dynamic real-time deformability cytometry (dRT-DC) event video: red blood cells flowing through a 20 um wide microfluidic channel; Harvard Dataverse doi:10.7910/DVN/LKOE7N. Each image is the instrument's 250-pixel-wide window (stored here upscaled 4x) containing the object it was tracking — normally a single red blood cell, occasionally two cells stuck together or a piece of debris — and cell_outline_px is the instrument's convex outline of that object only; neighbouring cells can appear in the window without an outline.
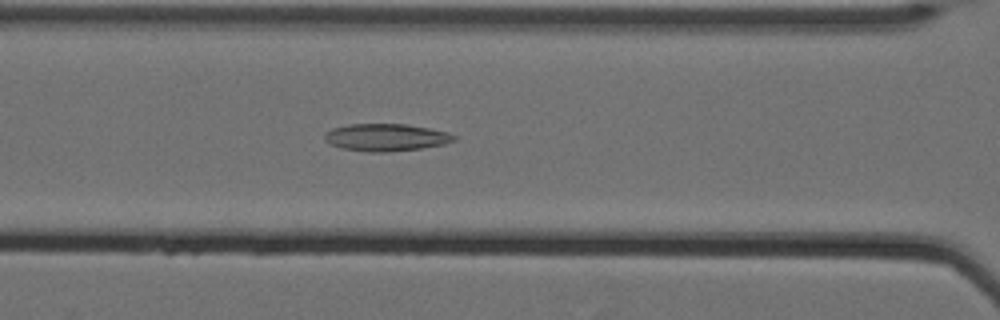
{"species": "Egyptian fruit bat (a non-hibernating species)", "species_latin": "Rousettus aegyptiacus", "temperature_condition": "cold", "stored_images_in_passage": 61, "camera_frame_rate_fps": 3000, "um_per_image_px": 0.085, "animal": {"sex": "female"}, "frame": {"image": 1, "passage_image": 30, "time_ms": 9.667, "image_size_px": [1000, 320], "cell_outline_px": [[456, 140], [444, 144], [420, 148], [388, 152], [368, 152], [340, 148], [324, 140], [324, 132], [332, 128], [348, 124], [404, 124], [428, 128], [448, 132], [456, 136]], "centroid_in_image_um": [32.78, 11.68], "position_along_channel_um": 133.8, "area_um2": 20.63}}
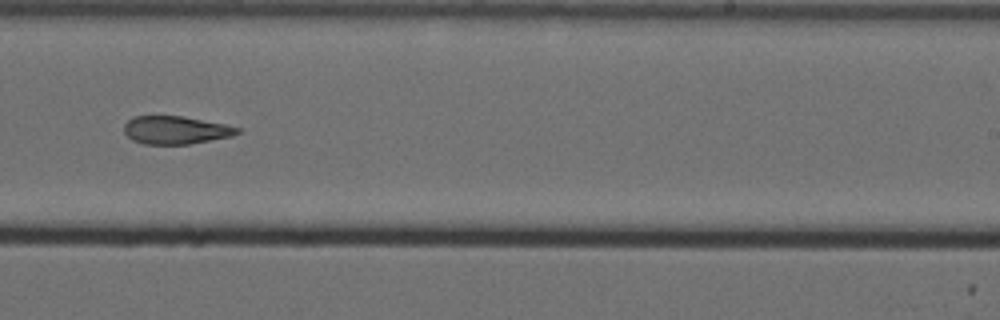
{"frame": {"image": 2, "passage_image": 42, "time_ms": 13.667, "image_size_px": [1000, 320], "cell_outline_px": [[240, 132], [232, 136], [192, 144], [144, 144], [132, 140], [124, 132], [124, 124], [132, 116], [184, 116], [224, 124], [240, 128]], "centroid_in_image_um": [14.92, 11.06], "position_along_channel_um": 274.1, "area_um2": 18.55}}
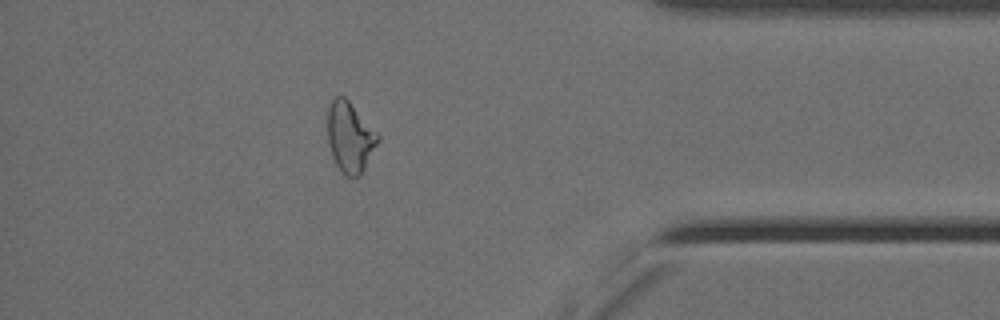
{"frame": {"image": 3, "passage_image": 55, "time_ms": 18.0, "image_size_px": [1000, 320], "cell_outline_px": [[380, 140], [360, 176], [348, 176], [336, 164], [332, 156], [328, 140], [328, 108], [332, 100], [336, 96], [344, 96], [348, 100], [380, 136]], "centroid_in_image_um": [29.75, 11.65], "position_along_channel_um": 405.4, "area_um2": 20.23}, "authors_computed_cell_mechanics": {"area_um2": 22.1952, "velocity_mm_per_s": 3.5099, "shape_relaxation_time_tau1_ms": null, "shape_relaxation_time_tau2_ms": 5.6521, "deformation_change_tau1": null, "deformation_change_tau2": 0.1477}}